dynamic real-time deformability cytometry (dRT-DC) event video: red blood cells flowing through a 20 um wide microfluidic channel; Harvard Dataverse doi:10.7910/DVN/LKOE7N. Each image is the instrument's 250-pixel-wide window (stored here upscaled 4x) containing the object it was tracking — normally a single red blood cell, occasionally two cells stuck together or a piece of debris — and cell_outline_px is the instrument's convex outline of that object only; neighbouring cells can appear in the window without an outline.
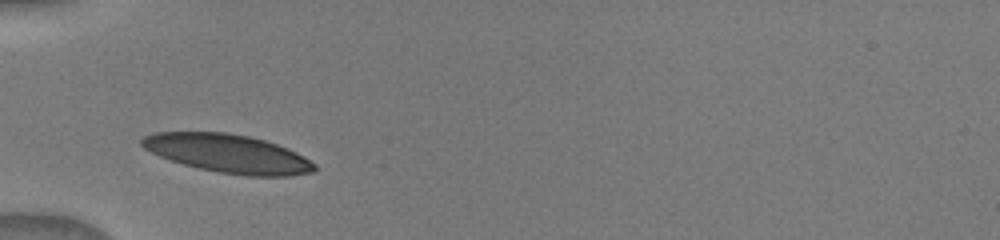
{"species": "human", "species_latin": "Homo sapiens", "temperature_condition": "warm", "stored_images_in_passage": 11, "camera_frame_rate_fps": 3000, "um_per_image_px": 0.085, "donor": {"sex": "male"}, "frame": {"image": 1, "passage_image": 2, "time_ms": 0.667, "image_size_px": [1000, 240], "cell_outline_px": [[316, 168], [312, 172], [288, 176], [248, 176], [220, 172], [200, 168], [184, 164], [160, 156], [144, 148], [140, 144], [140, 140], [144, 136], [152, 132], [228, 132], [248, 136], [264, 140], [288, 148], [296, 152], [316, 164]], "centroid_in_image_um": [19.37, 13.04], "position_along_channel_um": 65.6, "area_um2": 38.44}}
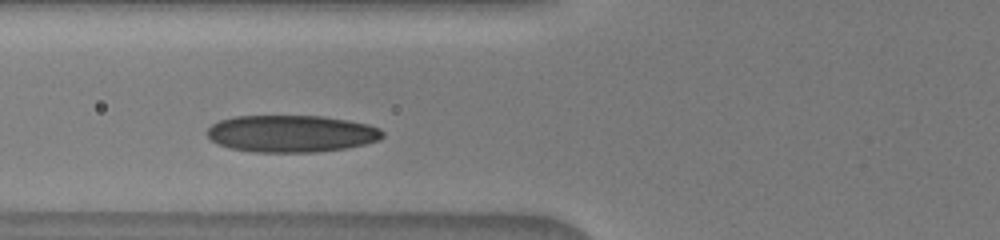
{"frame": {"image": 2, "passage_image": 4, "time_ms": 1.667, "image_size_px": [1000, 240], "cell_outline_px": [[384, 136], [380, 140], [348, 148], [316, 152], [252, 152], [228, 148], [212, 140], [208, 136], [208, 128], [212, 124], [220, 120], [236, 116], [324, 116], [348, 120], [368, 124], [380, 128], [384, 132]], "centroid_in_image_um": [24.8, 11.36], "position_along_channel_um": 101.0, "area_um2": 38.03}}